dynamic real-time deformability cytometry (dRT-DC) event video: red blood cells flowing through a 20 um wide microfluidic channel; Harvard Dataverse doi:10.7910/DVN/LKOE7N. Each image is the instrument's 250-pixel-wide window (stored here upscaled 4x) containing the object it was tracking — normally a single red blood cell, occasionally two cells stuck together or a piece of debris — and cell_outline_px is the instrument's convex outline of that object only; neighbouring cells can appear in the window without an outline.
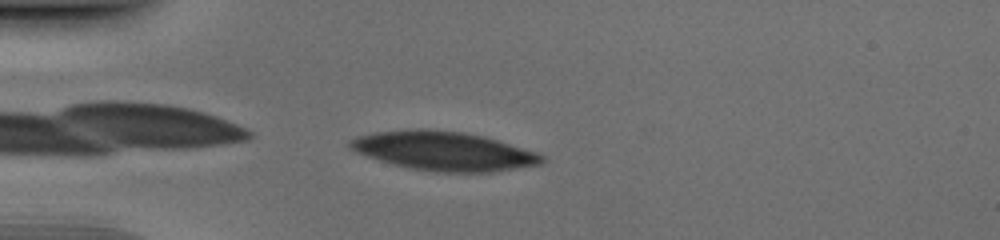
{"species": "human", "species_latin": "Homo sapiens", "temperature_condition": "cold", "stored_images_in_passage": 37, "camera_frame_rate_fps": 3000, "um_per_image_px": 0.085, "donor": {"sex": "male"}, "frame": {"image": 1, "passage_image": 1, "time_ms": 0.0, "image_size_px": [1000, 240], "cell_outline_px": [[548, 160], [540, 164], [492, 172], [436, 172], [408, 168], [392, 164], [356, 152], [348, 148], [348, 140], [356, 136], [372, 132], [464, 132], [484, 136], [540, 152]], "centroid_in_image_um": [37.8, 12.88], "position_along_channel_um": 47.2, "area_um2": 42.71}}
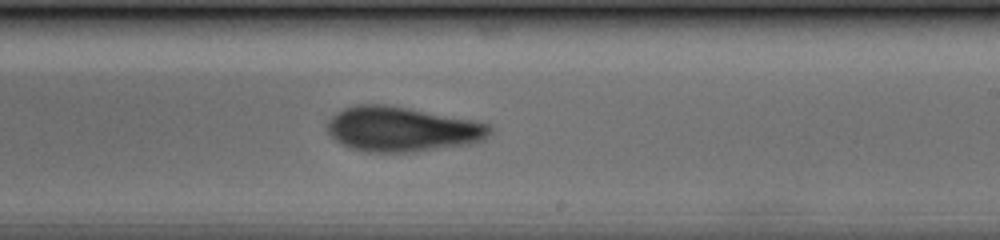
{"frame": {"image": 2, "passage_image": 18, "time_ms": 5.667, "image_size_px": [1000, 240], "cell_outline_px": [[492, 132], [484, 140], [472, 144], [416, 152], [368, 152], [348, 148], [336, 140], [328, 132], [324, 124], [336, 112], [344, 108], [356, 104], [384, 104], [480, 120], [492, 124]], "centroid_in_image_um": [34.22, 10.98], "position_along_channel_um": 254.8, "area_um2": 43.41}}
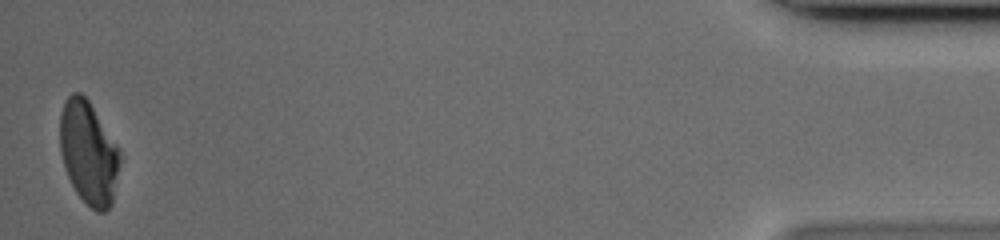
{"frame": {"image": 3, "passage_image": 37, "time_ms": 12.0, "image_size_px": [1000, 240], "cell_outline_px": [[120, 160], [112, 204], [104, 212], [96, 212], [76, 192], [68, 176], [60, 152], [60, 112], [64, 100], [72, 92], [80, 92], [88, 100], [116, 144], [120, 152]], "centroid_in_image_um": [7.51, 12.97], "position_along_channel_um": 427.7, "area_um2": 35.66}}